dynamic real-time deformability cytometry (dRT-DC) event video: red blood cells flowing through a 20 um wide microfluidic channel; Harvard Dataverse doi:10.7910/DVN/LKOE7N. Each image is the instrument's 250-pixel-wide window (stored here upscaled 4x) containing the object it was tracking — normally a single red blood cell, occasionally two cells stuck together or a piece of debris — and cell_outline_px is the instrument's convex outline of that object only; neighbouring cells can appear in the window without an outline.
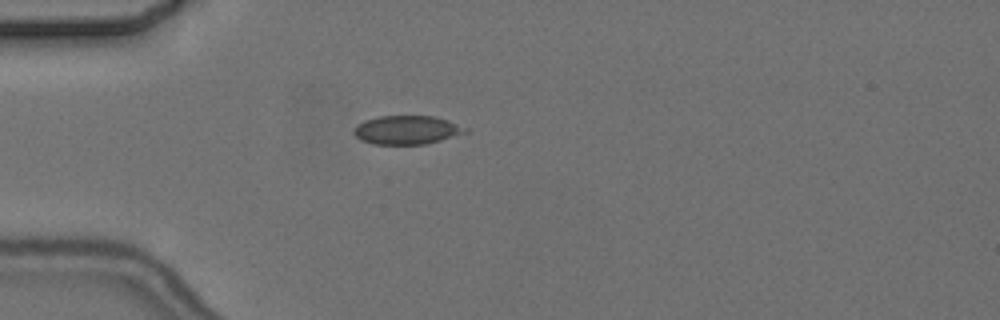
{"species": "common noctule bat (a hibernating species)", "species_latin": "Nyctalus noctula", "temperature_condition": "cold", "stored_images_in_passage": 1, "camera_frame_rate_fps": 3000, "um_per_image_px": 0.085, "animal": {"sex": "female", "body_mass_g": 24.6, "forearm_length_mm": 56.2}, "frame": {"image": 1, "passage_image": 1, "time_ms": 0.0, "image_size_px": [1000, 320], "cell_outline_px": [[468, 132], [428, 144], [376, 144], [360, 140], [352, 132], [364, 120], [376, 116], [436, 116], [448, 120], [468, 128]], "centroid_in_image_um": [34.61, 11.04], "position_along_channel_um": 50.4, "area_um2": 18.67}}